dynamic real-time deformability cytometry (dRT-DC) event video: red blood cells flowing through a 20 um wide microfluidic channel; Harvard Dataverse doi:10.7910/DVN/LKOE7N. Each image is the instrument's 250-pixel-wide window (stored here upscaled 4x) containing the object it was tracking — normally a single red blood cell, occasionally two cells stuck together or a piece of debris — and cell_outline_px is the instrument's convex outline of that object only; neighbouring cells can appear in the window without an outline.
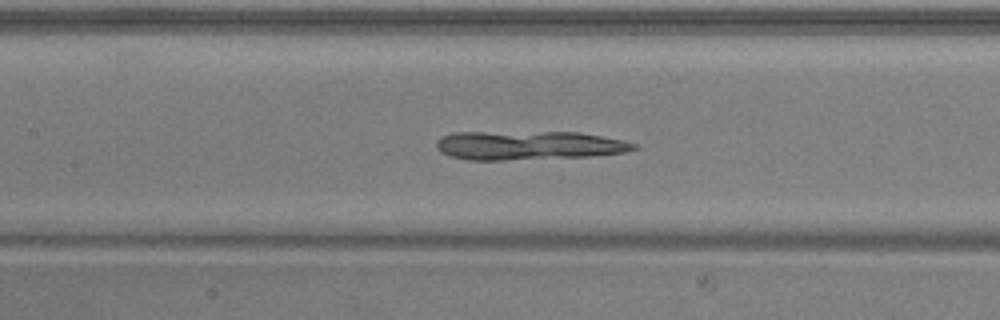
{"species": "common noctule bat (a hibernating species)", "species_latin": "Nyctalus noctula", "temperature_condition": "warm", "stored_images_in_passage": 51, "camera_frame_rate_fps": 3000, "um_per_image_px": 0.085, "animal": {"sex": "male", "body_mass_g": 20.5, "forearm_length_mm": 52.5}, "frame": {"image": 1, "passage_image": 24, "time_ms": 7.667, "image_size_px": [1000, 320], "cell_outline_px": [[636, 148], [624, 152], [592, 156], [504, 160], [468, 160], [448, 156], [440, 152], [436, 148], [436, 140], [452, 132], [580, 132], [624, 140], [636, 144]], "centroid_in_image_um": [44.88, 12.36], "position_along_channel_um": 162.5, "area_um2": 33.41}}
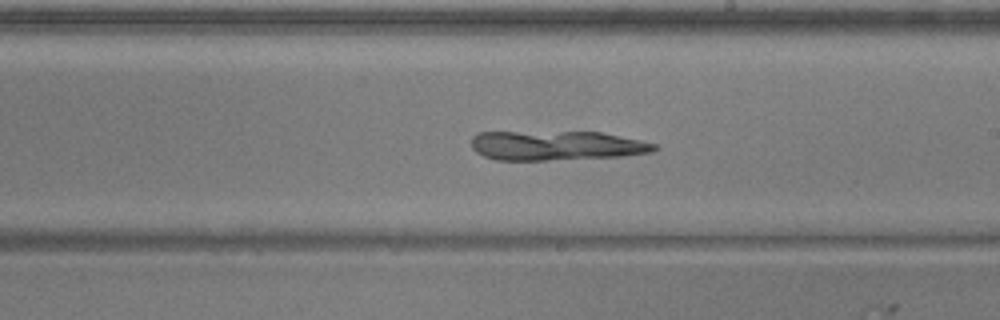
{"frame": {"image": 2, "passage_image": 30, "time_ms": 9.667, "image_size_px": [1000, 320], "cell_outline_px": [[660, 148], [652, 152], [624, 156], [548, 160], [496, 160], [484, 156], [476, 152], [472, 148], [472, 136], [476, 132], [600, 132], [640, 140], [656, 144]], "centroid_in_image_um": [47.29, 12.37], "position_along_channel_um": 241.7, "area_um2": 31.56}}
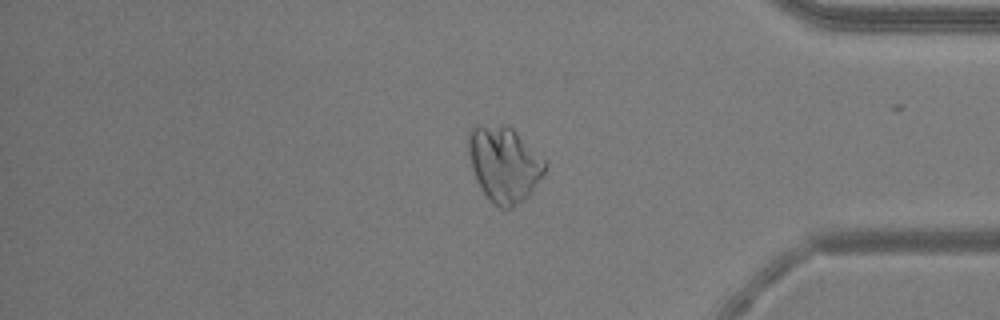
{"frame": {"image": 3, "passage_image": 43, "time_ms": 14.0, "image_size_px": [1000, 320], "cell_outline_px": [[544, 172], [528, 196], [512, 208], [500, 208], [484, 192], [476, 180], [468, 156], [468, 128], [472, 124], [508, 124], [544, 160]], "centroid_in_image_um": [42.78, 13.89], "position_along_channel_um": 392.4, "area_um2": 33.41}}